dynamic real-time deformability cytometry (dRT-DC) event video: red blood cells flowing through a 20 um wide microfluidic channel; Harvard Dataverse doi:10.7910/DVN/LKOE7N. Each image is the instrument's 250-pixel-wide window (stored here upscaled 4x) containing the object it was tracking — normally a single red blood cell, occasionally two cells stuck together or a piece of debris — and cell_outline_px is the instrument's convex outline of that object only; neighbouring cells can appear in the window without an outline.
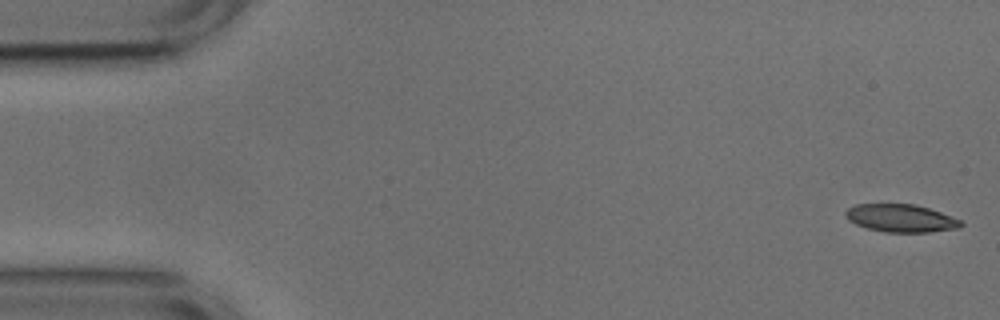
{"species": "common noctule bat (a hibernating species)", "species_latin": "Nyctalus noctula", "temperature_condition": "cold", "stored_images_in_passage": 52, "camera_frame_rate_fps": 3000, "um_per_image_px": 0.085, "animal": {"sex": "male", "body_mass_g": 17.9, "forearm_length_mm": 54.2}, "frame": {"image": 1, "passage_image": 1, "time_ms": 0.0, "image_size_px": [1000, 320], "cell_outline_px": [[964, 224], [960, 228], [928, 232], [884, 232], [868, 228], [856, 224], [848, 220], [844, 216], [844, 212], [848, 208], [856, 204], [916, 204], [940, 212], [960, 220]], "centroid_in_image_um": [76.55, 18.54], "position_along_channel_um": 8.4, "area_um2": 18.67}}
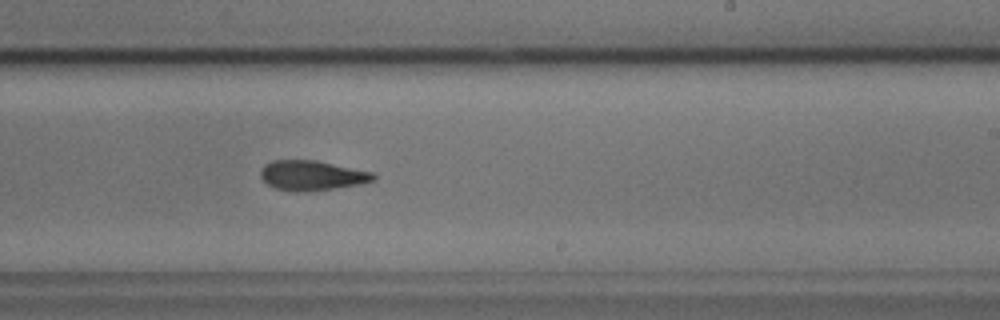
{"frame": {"image": 2, "passage_image": 31, "time_ms": 10.0, "image_size_px": [1000, 320], "cell_outline_px": [[376, 180], [360, 184], [308, 192], [296, 192], [276, 188], [268, 184], [260, 176], [260, 168], [264, 164], [272, 160], [316, 160], [372, 172], [376, 176]], "centroid_in_image_um": [26.49, 14.91], "position_along_channel_um": 262.5, "area_um2": 19.71}}
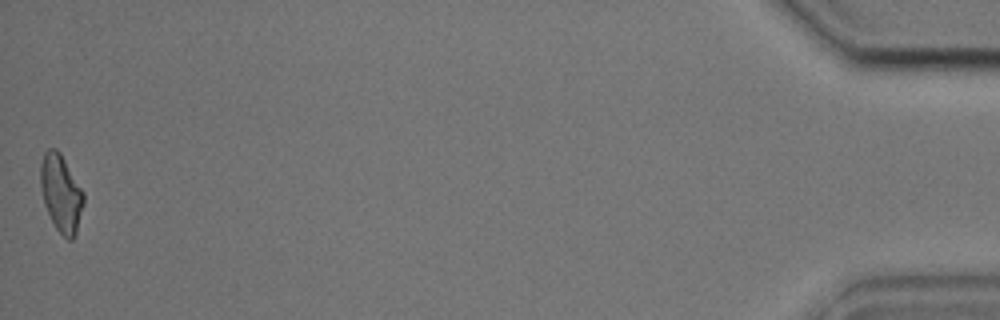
{"frame": {"image": 3, "passage_image": 52, "time_ms": 17.0, "image_size_px": [1000, 320], "cell_outline_px": [[84, 204], [76, 232], [72, 240], [68, 240], [56, 228], [44, 204], [40, 184], [40, 164], [44, 152], [48, 148], [56, 148], [60, 152], [84, 192]], "centroid_in_image_um": [5.19, 16.4], "position_along_channel_um": 430.0, "area_um2": 19.36}, "authors_computed_cell_mechanics": {"area_um2": 19.6809, "velocity_mm_per_s": 3.7769, "shape_relaxation_time_tau1_ms": 10.9465, "shape_relaxation_time_tau2_ms": 4.5837, "deformation_change_tau1": 0.2137, "deformation_change_tau2": 0.1273}}